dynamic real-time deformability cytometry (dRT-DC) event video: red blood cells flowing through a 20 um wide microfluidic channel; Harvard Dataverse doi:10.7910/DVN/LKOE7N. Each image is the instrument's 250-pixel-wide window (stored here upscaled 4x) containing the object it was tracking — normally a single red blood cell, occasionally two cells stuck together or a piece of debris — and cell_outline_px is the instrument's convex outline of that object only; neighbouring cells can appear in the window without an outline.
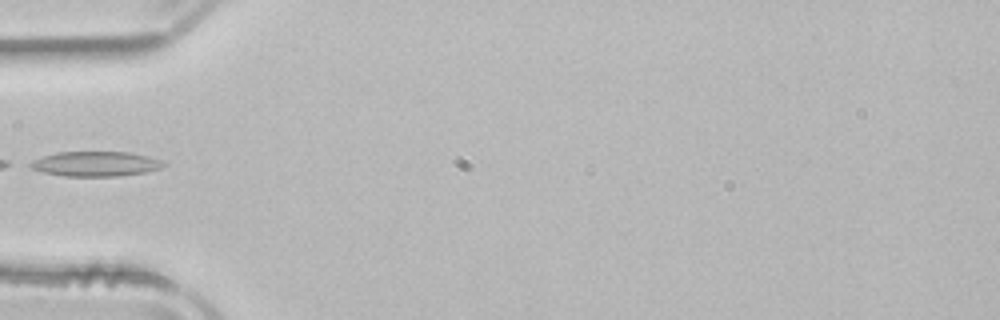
{"species": "common noctule bat (a hibernating species)", "species_latin": "Nyctalus noctula", "temperature_condition": "room temperature", "stored_images_in_passage": 34, "camera_frame_rate_fps": 3000, "um_per_image_px": 0.085, "animal": {"sex": "male", "body_mass_g": 21.5, "forearm_length_mm": 52.0}, "frame": {"image": 1, "passage_image": 1, "time_ms": 0.0, "image_size_px": [1000, 320], "cell_outline_px": [[168, 164], [160, 168], [144, 172], [120, 176], [64, 176], [44, 172], [32, 168], [24, 164], [32, 160], [56, 152], [132, 152], [164, 160]], "centroid_in_image_um": [8.14, 13.92], "position_along_channel_um": 76.9, "area_um2": 19.48}}